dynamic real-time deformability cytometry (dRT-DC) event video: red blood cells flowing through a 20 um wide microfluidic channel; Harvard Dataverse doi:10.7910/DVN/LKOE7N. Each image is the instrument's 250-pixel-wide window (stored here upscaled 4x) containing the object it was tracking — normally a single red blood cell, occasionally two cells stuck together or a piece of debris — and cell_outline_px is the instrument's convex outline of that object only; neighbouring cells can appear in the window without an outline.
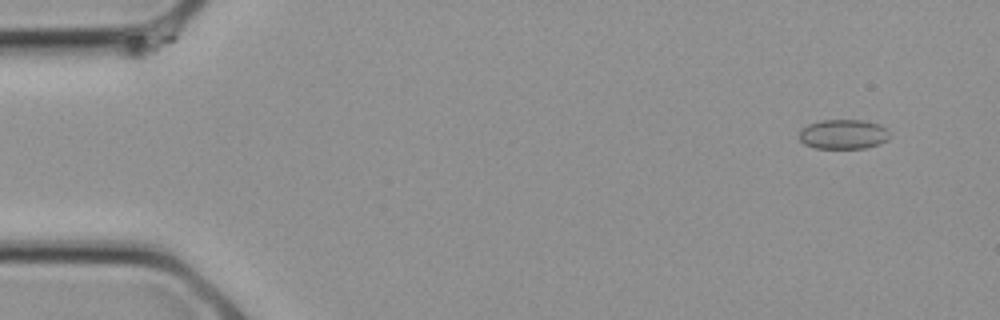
{"species": "common noctule bat (a hibernating species)", "species_latin": "Nyctalus noctula", "temperature_condition": "cold", "stored_images_in_passage": 9, "camera_frame_rate_fps": 3000, "um_per_image_px": 0.085, "animal": {"sex": "female", "body_mass_g": 21.9}, "frame": {"image": 1, "passage_image": 2, "time_ms": 0.333, "image_size_px": [1000, 320], "cell_outline_px": [[892, 136], [888, 140], [880, 144], [864, 148], [816, 148], [804, 144], [796, 136], [800, 128], [808, 124], [824, 120], [864, 120], [880, 124], [888, 128]], "centroid_in_image_um": [71.7, 11.41], "position_along_channel_um": 13.3, "area_um2": 16.07}}
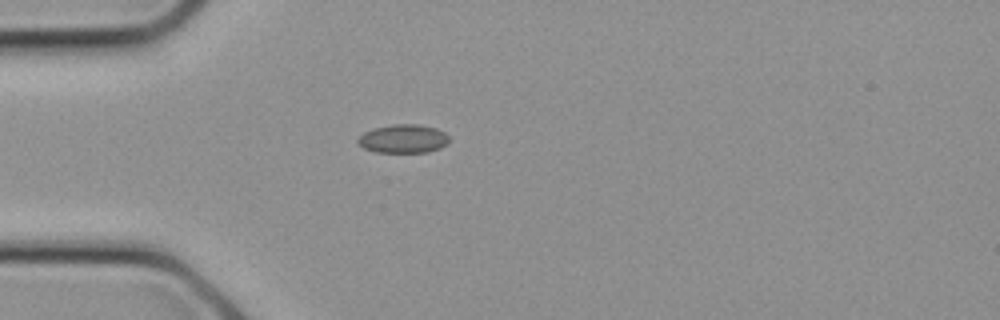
{"frame": {"image": 2, "passage_image": 7, "time_ms": 2.0, "image_size_px": [1000, 320], "cell_outline_px": [[448, 144], [440, 148], [428, 152], [376, 152], [364, 148], [356, 140], [364, 132], [376, 128], [392, 124], [420, 124], [436, 128], [444, 132], [448, 136]], "centroid_in_image_um": [34.3, 11.79], "position_along_channel_um": 50.7, "area_um2": 15.14}}
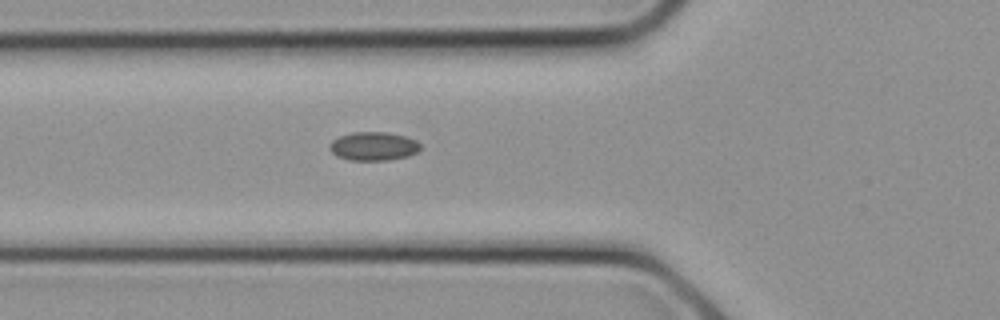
{"frame": {"image": 3, "passage_image": 9, "time_ms": 2.667, "image_size_px": [1000, 320], "cell_outline_px": [[420, 148], [416, 152], [408, 156], [388, 160], [348, 160], [336, 156], [328, 148], [328, 144], [332, 140], [340, 136], [352, 132], [384, 132], [404, 136], [416, 140], [420, 144]], "centroid_in_image_um": [31.7, 12.43], "position_along_channel_um": 94.1, "area_um2": 15.14}}